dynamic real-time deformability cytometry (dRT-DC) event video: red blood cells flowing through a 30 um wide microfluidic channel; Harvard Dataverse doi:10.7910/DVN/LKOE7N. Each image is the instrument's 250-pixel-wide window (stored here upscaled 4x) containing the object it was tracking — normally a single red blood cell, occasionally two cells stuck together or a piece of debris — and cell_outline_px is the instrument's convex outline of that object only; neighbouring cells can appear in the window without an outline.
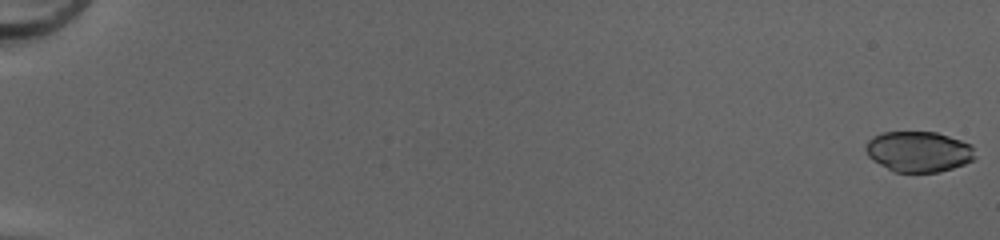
{"species": "common noctule bat (a hibernating species)", "species_latin": "Nyctalus noctula", "temperature_condition": "cold", "stored_images_in_passage": 51, "camera_frame_rate_fps": 3000, "um_per_image_px": 0.085, "animal": {"sex": "female", "body_mass_g": 20.0, "forearm_length_mm": 54.0}, "frame": {"image": 1, "passage_image": 1, "time_ms": 0.0, "image_size_px": [1000, 240], "cell_outline_px": [[976, 156], [972, 160], [964, 164], [940, 172], [892, 172], [872, 160], [868, 156], [864, 148], [864, 144], [872, 136], [884, 132], [936, 132], [972, 144]], "centroid_in_image_um": [78.05, 12.89], "position_along_channel_um": 6.9, "area_um2": 26.13}}
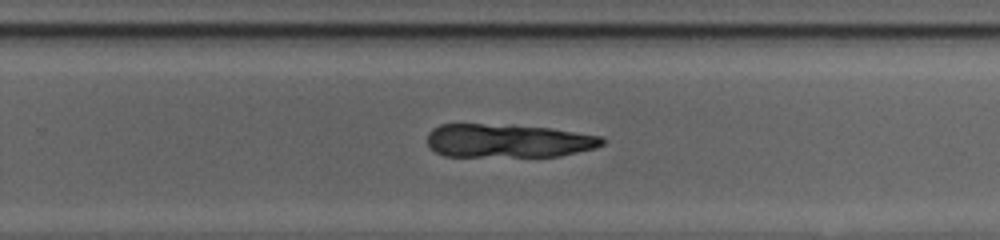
{"frame": {"image": 2, "passage_image": 36, "time_ms": 11.667, "image_size_px": [1000, 240], "cell_outline_px": [[604, 144], [596, 148], [560, 156], [444, 156], [428, 148], [428, 132], [432, 128], [440, 124], [512, 124], [552, 128], [600, 136], [604, 140]], "centroid_in_image_um": [43.17, 11.95], "position_along_channel_um": 286.6, "area_um2": 34.56}}
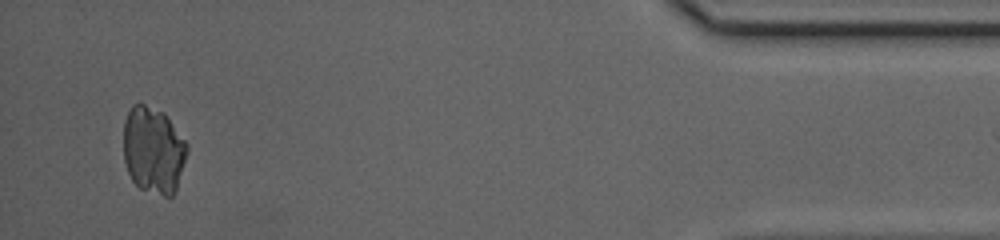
{"frame": {"image": 3, "passage_image": 50, "time_ms": 16.333, "image_size_px": [1000, 240], "cell_outline_px": [[188, 152], [176, 188], [172, 196], [164, 196], [140, 188], [132, 180], [128, 172], [124, 160], [124, 120], [132, 104], [144, 104], [164, 112], [188, 144]], "centroid_in_image_um": [13.04, 12.75], "position_along_channel_um": 422.2, "area_um2": 32.14}}